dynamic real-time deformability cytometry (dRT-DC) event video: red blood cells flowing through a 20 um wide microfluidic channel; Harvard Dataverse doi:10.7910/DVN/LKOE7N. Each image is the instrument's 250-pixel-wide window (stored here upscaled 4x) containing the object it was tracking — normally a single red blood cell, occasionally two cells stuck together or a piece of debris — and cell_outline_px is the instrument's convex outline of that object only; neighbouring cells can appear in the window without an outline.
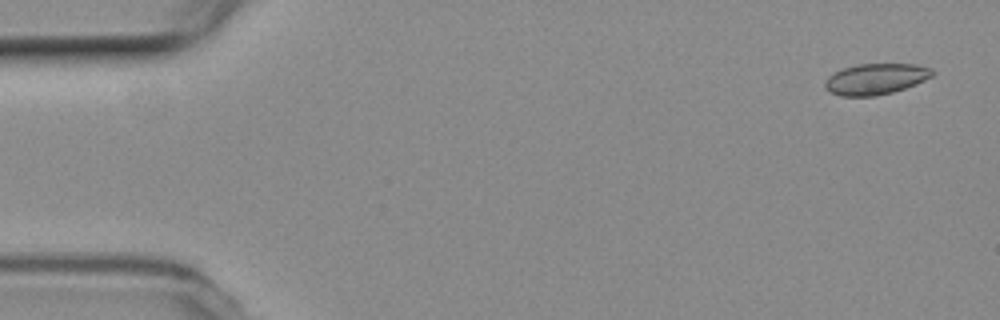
{"species": "common noctule bat (a hibernating species)", "species_latin": "Nyctalus noctula", "temperature_condition": "room temperature", "stored_images_in_passage": 48, "camera_frame_rate_fps": 3000, "um_per_image_px": 0.085, "animal": {"sex": "female", "body_mass_g": 19.3, "forearm_length_mm": 54.1}, "frame": {"image": 1, "passage_image": 1, "time_ms": 0.0, "image_size_px": [1000, 320], "cell_outline_px": [[936, 72], [932, 76], [916, 84], [892, 92], [876, 96], [840, 96], [828, 92], [824, 88], [824, 80], [828, 76], [844, 68], [856, 64], [916, 64], [932, 68]], "centroid_in_image_um": [74.42, 6.72], "position_along_channel_um": 10.6, "area_um2": 19.54}}
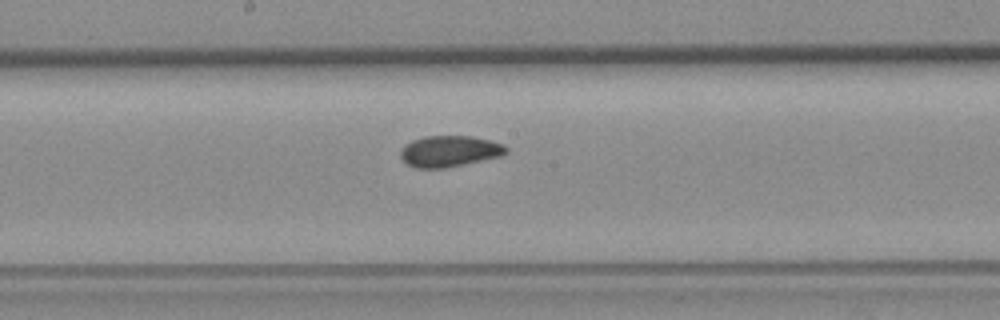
{"frame": {"image": 2, "passage_image": 27, "time_ms": 8.667, "image_size_px": [1000, 320], "cell_outline_px": [[508, 152], [500, 156], [444, 168], [416, 168], [408, 164], [400, 156], [400, 152], [412, 140], [424, 136], [472, 136], [504, 144], [508, 148]], "centroid_in_image_um": [38.23, 12.85], "position_along_channel_um": 210.0, "area_um2": 18.9}}
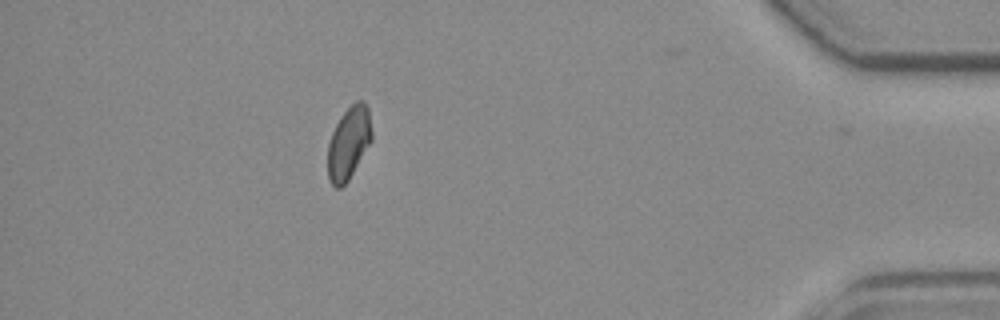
{"frame": {"image": 3, "passage_image": 47, "time_ms": 15.333, "image_size_px": [1000, 320], "cell_outline_px": [[372, 140], [348, 180], [340, 188], [336, 188], [328, 180], [328, 144], [332, 132], [340, 116], [356, 100], [364, 100], [368, 108], [372, 132]], "centroid_in_image_um": [29.64, 12.14], "position_along_channel_um": 405.6, "area_um2": 18.55}, "authors_computed_cell_mechanics": {"area_um2": 19.2474, "velocity_mm_per_s": 3.7456, "shape_relaxation_time_tau1_ms": null, "shape_relaxation_time_tau2_ms": 2.0439, "deformation_change_tau1": null, "deformation_change_tau2": 0.0628}}